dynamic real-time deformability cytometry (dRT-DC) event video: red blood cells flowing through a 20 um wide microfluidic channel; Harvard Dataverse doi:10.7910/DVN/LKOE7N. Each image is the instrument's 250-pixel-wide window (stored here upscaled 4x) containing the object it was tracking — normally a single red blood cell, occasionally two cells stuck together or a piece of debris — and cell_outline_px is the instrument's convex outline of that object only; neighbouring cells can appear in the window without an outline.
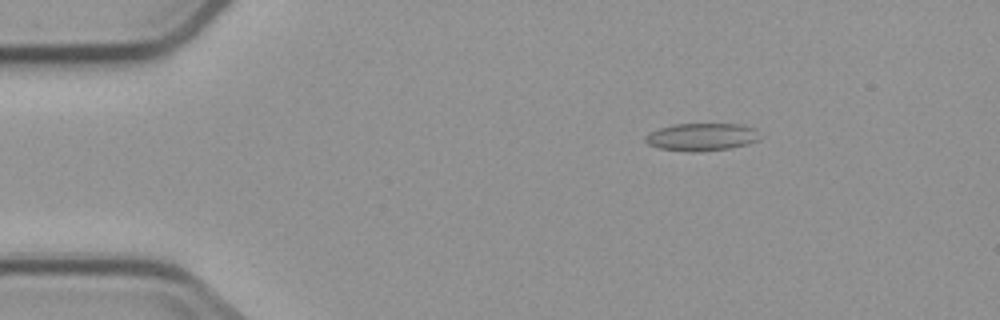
{"species": "common noctule bat (a hibernating species)", "species_latin": "Nyctalus noctula", "temperature_condition": "cold", "stored_images_in_passage": 4, "camera_frame_rate_fps": 3000, "um_per_image_px": 0.085, "animal": {"sex": "male", "body_mass_g": 23.1, "forearm_length_mm": 52.7}, "frame": {"image": 1, "passage_image": 2, "time_ms": 2.0, "image_size_px": [1000, 320], "cell_outline_px": [[756, 140], [744, 144], [728, 148], [692, 152], [688, 152], [660, 148], [648, 144], [644, 140], [644, 136], [648, 132], [672, 124], [744, 124], [756, 128]], "centroid_in_image_um": [59.56, 11.62], "position_along_channel_um": 25.4, "area_um2": 18.21}}